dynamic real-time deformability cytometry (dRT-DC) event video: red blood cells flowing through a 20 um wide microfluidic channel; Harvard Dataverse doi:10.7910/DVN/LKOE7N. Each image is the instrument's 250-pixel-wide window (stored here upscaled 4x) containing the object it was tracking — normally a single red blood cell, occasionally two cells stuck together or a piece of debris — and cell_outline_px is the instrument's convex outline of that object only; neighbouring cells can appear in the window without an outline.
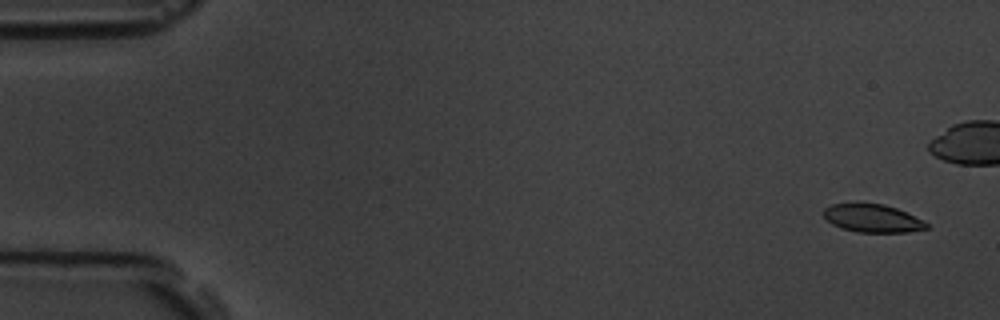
{"species": "common noctule bat (a hibernating species)", "species_latin": "Nyctalus noctula", "temperature_condition": "room temperature", "stored_images_in_passage": 12, "camera_frame_rate_fps": 3000, "um_per_image_px": 0.085, "animal": {"sex": "male", "body_mass_g": 19.5, "forearm_length_mm": 54.6}, "frame": {"image": 1, "passage_image": 1, "time_ms": 0.0, "image_size_px": [1000, 320], "cell_outline_px": [[928, 228], [908, 232], [856, 232], [840, 228], [832, 224], [824, 216], [824, 208], [832, 204], [884, 204], [896, 208], [924, 220], [928, 224]], "centroid_in_image_um": [74.17, 18.57], "position_along_channel_um": 10.8, "area_um2": 16.65}}